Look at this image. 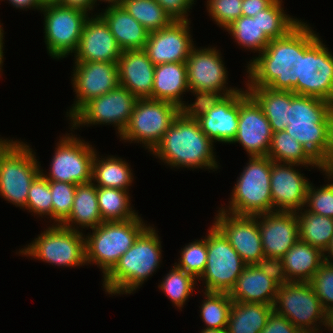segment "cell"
Here are the masks:
<instances>
[{"mask_svg": "<svg viewBox=\"0 0 333 333\" xmlns=\"http://www.w3.org/2000/svg\"><path fill=\"white\" fill-rule=\"evenodd\" d=\"M247 67L246 87H268L297 94V80H301V21L285 36L270 40Z\"/></svg>", "mask_w": 333, "mask_h": 333, "instance_id": "obj_1", "label": "cell"}, {"mask_svg": "<svg viewBox=\"0 0 333 333\" xmlns=\"http://www.w3.org/2000/svg\"><path fill=\"white\" fill-rule=\"evenodd\" d=\"M285 131L322 165L333 154V103L291 91Z\"/></svg>", "mask_w": 333, "mask_h": 333, "instance_id": "obj_2", "label": "cell"}, {"mask_svg": "<svg viewBox=\"0 0 333 333\" xmlns=\"http://www.w3.org/2000/svg\"><path fill=\"white\" fill-rule=\"evenodd\" d=\"M213 145L197 120L179 114L151 153L171 167L213 170L219 168Z\"/></svg>", "mask_w": 333, "mask_h": 333, "instance_id": "obj_3", "label": "cell"}, {"mask_svg": "<svg viewBox=\"0 0 333 333\" xmlns=\"http://www.w3.org/2000/svg\"><path fill=\"white\" fill-rule=\"evenodd\" d=\"M156 230L147 226L134 244L120 257L114 268L103 278L108 294H131L159 268L162 250Z\"/></svg>", "mask_w": 333, "mask_h": 333, "instance_id": "obj_4", "label": "cell"}, {"mask_svg": "<svg viewBox=\"0 0 333 333\" xmlns=\"http://www.w3.org/2000/svg\"><path fill=\"white\" fill-rule=\"evenodd\" d=\"M309 25L301 21V80L297 95L333 103V55Z\"/></svg>", "mask_w": 333, "mask_h": 333, "instance_id": "obj_5", "label": "cell"}, {"mask_svg": "<svg viewBox=\"0 0 333 333\" xmlns=\"http://www.w3.org/2000/svg\"><path fill=\"white\" fill-rule=\"evenodd\" d=\"M146 227L139 216L126 221L102 222L92 229L91 235L85 236L86 264L98 265L104 278Z\"/></svg>", "mask_w": 333, "mask_h": 333, "instance_id": "obj_6", "label": "cell"}, {"mask_svg": "<svg viewBox=\"0 0 333 333\" xmlns=\"http://www.w3.org/2000/svg\"><path fill=\"white\" fill-rule=\"evenodd\" d=\"M273 162L268 156L250 157L233 187L228 208L220 210L249 216L272 212L270 176Z\"/></svg>", "mask_w": 333, "mask_h": 333, "instance_id": "obj_7", "label": "cell"}, {"mask_svg": "<svg viewBox=\"0 0 333 333\" xmlns=\"http://www.w3.org/2000/svg\"><path fill=\"white\" fill-rule=\"evenodd\" d=\"M179 114L180 107L172 102L138 98L120 138L130 143H142L152 151Z\"/></svg>", "mask_w": 333, "mask_h": 333, "instance_id": "obj_8", "label": "cell"}, {"mask_svg": "<svg viewBox=\"0 0 333 333\" xmlns=\"http://www.w3.org/2000/svg\"><path fill=\"white\" fill-rule=\"evenodd\" d=\"M85 235L63 227L50 225L27 247L19 250L22 255L57 266L86 265Z\"/></svg>", "mask_w": 333, "mask_h": 333, "instance_id": "obj_9", "label": "cell"}, {"mask_svg": "<svg viewBox=\"0 0 333 333\" xmlns=\"http://www.w3.org/2000/svg\"><path fill=\"white\" fill-rule=\"evenodd\" d=\"M35 155L29 145L18 141L0 161V195L22 209L34 179L41 173Z\"/></svg>", "mask_w": 333, "mask_h": 333, "instance_id": "obj_10", "label": "cell"}, {"mask_svg": "<svg viewBox=\"0 0 333 333\" xmlns=\"http://www.w3.org/2000/svg\"><path fill=\"white\" fill-rule=\"evenodd\" d=\"M273 310L303 333H320L315 323L325 324L326 311L309 282H289L279 286Z\"/></svg>", "mask_w": 333, "mask_h": 333, "instance_id": "obj_11", "label": "cell"}, {"mask_svg": "<svg viewBox=\"0 0 333 333\" xmlns=\"http://www.w3.org/2000/svg\"><path fill=\"white\" fill-rule=\"evenodd\" d=\"M208 232L207 264L199 280L205 291L229 293L246 264L214 225Z\"/></svg>", "mask_w": 333, "mask_h": 333, "instance_id": "obj_12", "label": "cell"}, {"mask_svg": "<svg viewBox=\"0 0 333 333\" xmlns=\"http://www.w3.org/2000/svg\"><path fill=\"white\" fill-rule=\"evenodd\" d=\"M41 12L45 17V44L51 58L60 59L75 53L90 14L57 3L44 5Z\"/></svg>", "mask_w": 333, "mask_h": 333, "instance_id": "obj_13", "label": "cell"}, {"mask_svg": "<svg viewBox=\"0 0 333 333\" xmlns=\"http://www.w3.org/2000/svg\"><path fill=\"white\" fill-rule=\"evenodd\" d=\"M137 97L118 86L110 92L85 103L71 118V128L81 125L113 124L120 136L129 124ZM76 127V128H75Z\"/></svg>", "mask_w": 333, "mask_h": 333, "instance_id": "obj_14", "label": "cell"}, {"mask_svg": "<svg viewBox=\"0 0 333 333\" xmlns=\"http://www.w3.org/2000/svg\"><path fill=\"white\" fill-rule=\"evenodd\" d=\"M51 161L49 174H41L48 181L86 184L92 181V163L96 151L85 140L68 134L60 137Z\"/></svg>", "mask_w": 333, "mask_h": 333, "instance_id": "obj_15", "label": "cell"}, {"mask_svg": "<svg viewBox=\"0 0 333 333\" xmlns=\"http://www.w3.org/2000/svg\"><path fill=\"white\" fill-rule=\"evenodd\" d=\"M213 225L225 236L246 265L265 257L259 232V215H237L219 210Z\"/></svg>", "mask_w": 333, "mask_h": 333, "instance_id": "obj_16", "label": "cell"}, {"mask_svg": "<svg viewBox=\"0 0 333 333\" xmlns=\"http://www.w3.org/2000/svg\"><path fill=\"white\" fill-rule=\"evenodd\" d=\"M273 132L262 108L248 94L239 90L238 130L231 143H240L249 157L267 156Z\"/></svg>", "mask_w": 333, "mask_h": 333, "instance_id": "obj_17", "label": "cell"}, {"mask_svg": "<svg viewBox=\"0 0 333 333\" xmlns=\"http://www.w3.org/2000/svg\"><path fill=\"white\" fill-rule=\"evenodd\" d=\"M72 85L76 100L67 112L69 119L89 100L102 96L118 87L117 62H75Z\"/></svg>", "mask_w": 333, "mask_h": 333, "instance_id": "obj_18", "label": "cell"}, {"mask_svg": "<svg viewBox=\"0 0 333 333\" xmlns=\"http://www.w3.org/2000/svg\"><path fill=\"white\" fill-rule=\"evenodd\" d=\"M220 55L216 47L197 49L194 46L190 50L186 60L189 90L222 92L225 96L240 90L226 87L228 74Z\"/></svg>", "mask_w": 333, "mask_h": 333, "instance_id": "obj_19", "label": "cell"}, {"mask_svg": "<svg viewBox=\"0 0 333 333\" xmlns=\"http://www.w3.org/2000/svg\"><path fill=\"white\" fill-rule=\"evenodd\" d=\"M190 21H173L166 28L149 33L144 51L154 65L186 62L194 47Z\"/></svg>", "mask_w": 333, "mask_h": 333, "instance_id": "obj_20", "label": "cell"}, {"mask_svg": "<svg viewBox=\"0 0 333 333\" xmlns=\"http://www.w3.org/2000/svg\"><path fill=\"white\" fill-rule=\"evenodd\" d=\"M298 164L272 163L270 189L272 212H298L305 206L310 182L293 167ZM276 208V209H275Z\"/></svg>", "mask_w": 333, "mask_h": 333, "instance_id": "obj_21", "label": "cell"}, {"mask_svg": "<svg viewBox=\"0 0 333 333\" xmlns=\"http://www.w3.org/2000/svg\"><path fill=\"white\" fill-rule=\"evenodd\" d=\"M259 232L265 257L282 258L299 240L297 213L273 211L261 214Z\"/></svg>", "mask_w": 333, "mask_h": 333, "instance_id": "obj_22", "label": "cell"}, {"mask_svg": "<svg viewBox=\"0 0 333 333\" xmlns=\"http://www.w3.org/2000/svg\"><path fill=\"white\" fill-rule=\"evenodd\" d=\"M94 16L83 26L74 62H118L121 48L105 21L99 15Z\"/></svg>", "mask_w": 333, "mask_h": 333, "instance_id": "obj_23", "label": "cell"}, {"mask_svg": "<svg viewBox=\"0 0 333 333\" xmlns=\"http://www.w3.org/2000/svg\"><path fill=\"white\" fill-rule=\"evenodd\" d=\"M117 66L120 86L137 98L151 99L155 65L143 49L122 51Z\"/></svg>", "mask_w": 333, "mask_h": 333, "instance_id": "obj_24", "label": "cell"}, {"mask_svg": "<svg viewBox=\"0 0 333 333\" xmlns=\"http://www.w3.org/2000/svg\"><path fill=\"white\" fill-rule=\"evenodd\" d=\"M197 121L204 134L213 142L231 143L238 130L239 91L224 96Z\"/></svg>", "mask_w": 333, "mask_h": 333, "instance_id": "obj_25", "label": "cell"}, {"mask_svg": "<svg viewBox=\"0 0 333 333\" xmlns=\"http://www.w3.org/2000/svg\"><path fill=\"white\" fill-rule=\"evenodd\" d=\"M279 285L256 265H246L228 293L233 302L274 305Z\"/></svg>", "mask_w": 333, "mask_h": 333, "instance_id": "obj_26", "label": "cell"}, {"mask_svg": "<svg viewBox=\"0 0 333 333\" xmlns=\"http://www.w3.org/2000/svg\"><path fill=\"white\" fill-rule=\"evenodd\" d=\"M104 11L98 15L108 25L122 51L144 49L150 32L136 21L123 6H107Z\"/></svg>", "mask_w": 333, "mask_h": 333, "instance_id": "obj_27", "label": "cell"}, {"mask_svg": "<svg viewBox=\"0 0 333 333\" xmlns=\"http://www.w3.org/2000/svg\"><path fill=\"white\" fill-rule=\"evenodd\" d=\"M186 90L189 91L186 62L155 65L151 99L172 102L180 107L185 103L181 98Z\"/></svg>", "mask_w": 333, "mask_h": 333, "instance_id": "obj_28", "label": "cell"}, {"mask_svg": "<svg viewBox=\"0 0 333 333\" xmlns=\"http://www.w3.org/2000/svg\"><path fill=\"white\" fill-rule=\"evenodd\" d=\"M282 262L289 282H309L324 262L323 252L299 239Z\"/></svg>", "mask_w": 333, "mask_h": 333, "instance_id": "obj_29", "label": "cell"}, {"mask_svg": "<svg viewBox=\"0 0 333 333\" xmlns=\"http://www.w3.org/2000/svg\"><path fill=\"white\" fill-rule=\"evenodd\" d=\"M102 222L97 199V186L92 181L86 184H78L71 213L60 225L79 231L78 227L80 226L81 228L93 229Z\"/></svg>", "mask_w": 333, "mask_h": 333, "instance_id": "obj_30", "label": "cell"}, {"mask_svg": "<svg viewBox=\"0 0 333 333\" xmlns=\"http://www.w3.org/2000/svg\"><path fill=\"white\" fill-rule=\"evenodd\" d=\"M248 94L262 108L272 132L284 131L289 124L291 91L273 90L268 87H246Z\"/></svg>", "mask_w": 333, "mask_h": 333, "instance_id": "obj_31", "label": "cell"}, {"mask_svg": "<svg viewBox=\"0 0 333 333\" xmlns=\"http://www.w3.org/2000/svg\"><path fill=\"white\" fill-rule=\"evenodd\" d=\"M273 306L254 302H233L226 326L227 333H260Z\"/></svg>", "mask_w": 333, "mask_h": 333, "instance_id": "obj_32", "label": "cell"}, {"mask_svg": "<svg viewBox=\"0 0 333 333\" xmlns=\"http://www.w3.org/2000/svg\"><path fill=\"white\" fill-rule=\"evenodd\" d=\"M97 156L96 152L92 163V182H96L97 187L129 191L128 187L133 182V173L129 164L119 157L108 156L105 157L107 159H101Z\"/></svg>", "mask_w": 333, "mask_h": 333, "instance_id": "obj_33", "label": "cell"}, {"mask_svg": "<svg viewBox=\"0 0 333 333\" xmlns=\"http://www.w3.org/2000/svg\"><path fill=\"white\" fill-rule=\"evenodd\" d=\"M267 156L277 163L298 164L301 167L313 168L315 166L321 171V164L285 130L273 133Z\"/></svg>", "mask_w": 333, "mask_h": 333, "instance_id": "obj_34", "label": "cell"}, {"mask_svg": "<svg viewBox=\"0 0 333 333\" xmlns=\"http://www.w3.org/2000/svg\"><path fill=\"white\" fill-rule=\"evenodd\" d=\"M296 213L299 239L324 252L333 238V218L306 211L305 208Z\"/></svg>", "mask_w": 333, "mask_h": 333, "instance_id": "obj_35", "label": "cell"}, {"mask_svg": "<svg viewBox=\"0 0 333 333\" xmlns=\"http://www.w3.org/2000/svg\"><path fill=\"white\" fill-rule=\"evenodd\" d=\"M129 191L97 187L98 206L103 222L126 221L138 216L132 210Z\"/></svg>", "mask_w": 333, "mask_h": 333, "instance_id": "obj_36", "label": "cell"}, {"mask_svg": "<svg viewBox=\"0 0 333 333\" xmlns=\"http://www.w3.org/2000/svg\"><path fill=\"white\" fill-rule=\"evenodd\" d=\"M121 6L148 32L166 28L173 22L156 0H123Z\"/></svg>", "mask_w": 333, "mask_h": 333, "instance_id": "obj_37", "label": "cell"}, {"mask_svg": "<svg viewBox=\"0 0 333 333\" xmlns=\"http://www.w3.org/2000/svg\"><path fill=\"white\" fill-rule=\"evenodd\" d=\"M235 41L248 50L264 51L270 38L260 29L258 16H241L226 29Z\"/></svg>", "mask_w": 333, "mask_h": 333, "instance_id": "obj_38", "label": "cell"}, {"mask_svg": "<svg viewBox=\"0 0 333 333\" xmlns=\"http://www.w3.org/2000/svg\"><path fill=\"white\" fill-rule=\"evenodd\" d=\"M205 299L200 308L202 321H204L207 329L226 328L232 299L228 293L224 292H204Z\"/></svg>", "mask_w": 333, "mask_h": 333, "instance_id": "obj_39", "label": "cell"}, {"mask_svg": "<svg viewBox=\"0 0 333 333\" xmlns=\"http://www.w3.org/2000/svg\"><path fill=\"white\" fill-rule=\"evenodd\" d=\"M282 2V0H274L256 15L260 29L271 40L285 36L301 21L286 14L282 8Z\"/></svg>", "mask_w": 333, "mask_h": 333, "instance_id": "obj_40", "label": "cell"}, {"mask_svg": "<svg viewBox=\"0 0 333 333\" xmlns=\"http://www.w3.org/2000/svg\"><path fill=\"white\" fill-rule=\"evenodd\" d=\"M196 282L192 275L174 264L158 287L181 310L186 300L193 294Z\"/></svg>", "mask_w": 333, "mask_h": 333, "instance_id": "obj_41", "label": "cell"}, {"mask_svg": "<svg viewBox=\"0 0 333 333\" xmlns=\"http://www.w3.org/2000/svg\"><path fill=\"white\" fill-rule=\"evenodd\" d=\"M181 250V257L178 259L180 262L174 264L198 280L207 264L206 236L204 239L195 240L185 245Z\"/></svg>", "mask_w": 333, "mask_h": 333, "instance_id": "obj_42", "label": "cell"}, {"mask_svg": "<svg viewBox=\"0 0 333 333\" xmlns=\"http://www.w3.org/2000/svg\"><path fill=\"white\" fill-rule=\"evenodd\" d=\"M52 196V220L61 224L71 213L76 186L73 183L49 181Z\"/></svg>", "mask_w": 333, "mask_h": 333, "instance_id": "obj_43", "label": "cell"}, {"mask_svg": "<svg viewBox=\"0 0 333 333\" xmlns=\"http://www.w3.org/2000/svg\"><path fill=\"white\" fill-rule=\"evenodd\" d=\"M24 208L41 217L47 215L52 219V196L49 181L41 173L34 179L29 189L27 204Z\"/></svg>", "mask_w": 333, "mask_h": 333, "instance_id": "obj_44", "label": "cell"}, {"mask_svg": "<svg viewBox=\"0 0 333 333\" xmlns=\"http://www.w3.org/2000/svg\"><path fill=\"white\" fill-rule=\"evenodd\" d=\"M307 206L310 208L307 209ZM306 211L333 218V182L320 186V189L310 183L305 206Z\"/></svg>", "mask_w": 333, "mask_h": 333, "instance_id": "obj_45", "label": "cell"}, {"mask_svg": "<svg viewBox=\"0 0 333 333\" xmlns=\"http://www.w3.org/2000/svg\"><path fill=\"white\" fill-rule=\"evenodd\" d=\"M243 0H208L207 10L219 27L227 29L242 16Z\"/></svg>", "mask_w": 333, "mask_h": 333, "instance_id": "obj_46", "label": "cell"}, {"mask_svg": "<svg viewBox=\"0 0 333 333\" xmlns=\"http://www.w3.org/2000/svg\"><path fill=\"white\" fill-rule=\"evenodd\" d=\"M189 91L196 95L197 98L195 102H192L193 104L183 103L180 106V114L184 118L191 120H197L201 116L205 115L206 112L215 107L218 102L225 96L223 93L213 91Z\"/></svg>", "mask_w": 333, "mask_h": 333, "instance_id": "obj_47", "label": "cell"}, {"mask_svg": "<svg viewBox=\"0 0 333 333\" xmlns=\"http://www.w3.org/2000/svg\"><path fill=\"white\" fill-rule=\"evenodd\" d=\"M323 308L328 310L333 306V265L323 262L319 270L309 281Z\"/></svg>", "mask_w": 333, "mask_h": 333, "instance_id": "obj_48", "label": "cell"}, {"mask_svg": "<svg viewBox=\"0 0 333 333\" xmlns=\"http://www.w3.org/2000/svg\"><path fill=\"white\" fill-rule=\"evenodd\" d=\"M255 265L279 286L289 283L281 257H263Z\"/></svg>", "mask_w": 333, "mask_h": 333, "instance_id": "obj_49", "label": "cell"}, {"mask_svg": "<svg viewBox=\"0 0 333 333\" xmlns=\"http://www.w3.org/2000/svg\"><path fill=\"white\" fill-rule=\"evenodd\" d=\"M173 21H188L194 0H156Z\"/></svg>", "mask_w": 333, "mask_h": 333, "instance_id": "obj_50", "label": "cell"}, {"mask_svg": "<svg viewBox=\"0 0 333 333\" xmlns=\"http://www.w3.org/2000/svg\"><path fill=\"white\" fill-rule=\"evenodd\" d=\"M260 333H303L296 328L286 317L276 313L274 310L269 315L266 326Z\"/></svg>", "mask_w": 333, "mask_h": 333, "instance_id": "obj_51", "label": "cell"}, {"mask_svg": "<svg viewBox=\"0 0 333 333\" xmlns=\"http://www.w3.org/2000/svg\"><path fill=\"white\" fill-rule=\"evenodd\" d=\"M274 0H243L242 16L254 17L266 9Z\"/></svg>", "mask_w": 333, "mask_h": 333, "instance_id": "obj_52", "label": "cell"}, {"mask_svg": "<svg viewBox=\"0 0 333 333\" xmlns=\"http://www.w3.org/2000/svg\"><path fill=\"white\" fill-rule=\"evenodd\" d=\"M57 4L65 7L76 8L86 13H90V11L94 9V6L97 5L94 4L93 0H59Z\"/></svg>", "mask_w": 333, "mask_h": 333, "instance_id": "obj_53", "label": "cell"}, {"mask_svg": "<svg viewBox=\"0 0 333 333\" xmlns=\"http://www.w3.org/2000/svg\"><path fill=\"white\" fill-rule=\"evenodd\" d=\"M11 5H13L16 9H37L41 10L43 5L40 3V0H7Z\"/></svg>", "mask_w": 333, "mask_h": 333, "instance_id": "obj_54", "label": "cell"}, {"mask_svg": "<svg viewBox=\"0 0 333 333\" xmlns=\"http://www.w3.org/2000/svg\"><path fill=\"white\" fill-rule=\"evenodd\" d=\"M18 141L0 138V161Z\"/></svg>", "mask_w": 333, "mask_h": 333, "instance_id": "obj_55", "label": "cell"}, {"mask_svg": "<svg viewBox=\"0 0 333 333\" xmlns=\"http://www.w3.org/2000/svg\"><path fill=\"white\" fill-rule=\"evenodd\" d=\"M321 171L325 172L327 179L333 181V154L321 165Z\"/></svg>", "mask_w": 333, "mask_h": 333, "instance_id": "obj_56", "label": "cell"}, {"mask_svg": "<svg viewBox=\"0 0 333 333\" xmlns=\"http://www.w3.org/2000/svg\"><path fill=\"white\" fill-rule=\"evenodd\" d=\"M327 254H329V255H327ZM323 259H324V262L333 265V238L330 241L328 247L323 252Z\"/></svg>", "mask_w": 333, "mask_h": 333, "instance_id": "obj_57", "label": "cell"}, {"mask_svg": "<svg viewBox=\"0 0 333 333\" xmlns=\"http://www.w3.org/2000/svg\"><path fill=\"white\" fill-rule=\"evenodd\" d=\"M324 326L333 331V306L326 310Z\"/></svg>", "mask_w": 333, "mask_h": 333, "instance_id": "obj_58", "label": "cell"}, {"mask_svg": "<svg viewBox=\"0 0 333 333\" xmlns=\"http://www.w3.org/2000/svg\"><path fill=\"white\" fill-rule=\"evenodd\" d=\"M3 27L1 26V23H0V71H1V69H2V64H3V29H2ZM1 73V72H0ZM1 75V74H0Z\"/></svg>", "mask_w": 333, "mask_h": 333, "instance_id": "obj_59", "label": "cell"}, {"mask_svg": "<svg viewBox=\"0 0 333 333\" xmlns=\"http://www.w3.org/2000/svg\"><path fill=\"white\" fill-rule=\"evenodd\" d=\"M200 333H227V330H226V328H222V329H207V328H205Z\"/></svg>", "mask_w": 333, "mask_h": 333, "instance_id": "obj_60", "label": "cell"}, {"mask_svg": "<svg viewBox=\"0 0 333 333\" xmlns=\"http://www.w3.org/2000/svg\"><path fill=\"white\" fill-rule=\"evenodd\" d=\"M94 4L97 3V1H104V2H108L109 6L111 5H121L123 0H93Z\"/></svg>", "mask_w": 333, "mask_h": 333, "instance_id": "obj_61", "label": "cell"}, {"mask_svg": "<svg viewBox=\"0 0 333 333\" xmlns=\"http://www.w3.org/2000/svg\"><path fill=\"white\" fill-rule=\"evenodd\" d=\"M59 0H40V3L44 6L47 4H56Z\"/></svg>", "mask_w": 333, "mask_h": 333, "instance_id": "obj_62", "label": "cell"}]
</instances>
